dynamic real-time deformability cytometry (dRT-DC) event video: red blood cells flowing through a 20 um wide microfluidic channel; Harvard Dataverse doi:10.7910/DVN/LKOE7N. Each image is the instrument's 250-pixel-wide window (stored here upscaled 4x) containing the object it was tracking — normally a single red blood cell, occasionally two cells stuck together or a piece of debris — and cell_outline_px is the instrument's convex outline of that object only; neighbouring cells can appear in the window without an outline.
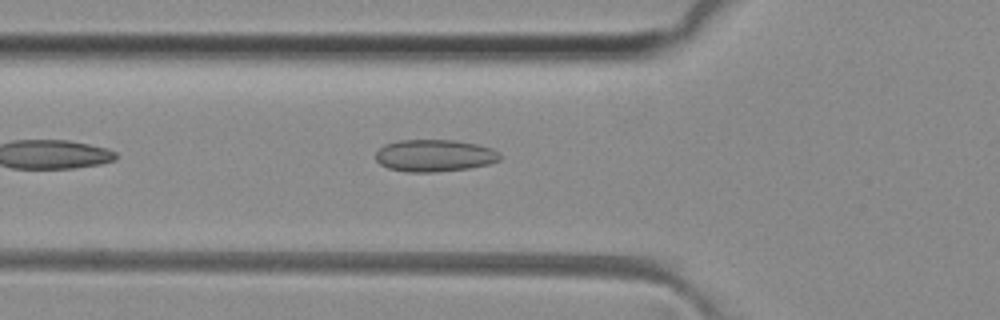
{"species": "common noctule bat (a hibernating species)", "species_latin": "Nyctalus noctula", "temperature_condition": "room temperature", "stored_images_in_passage": 14, "camera_frame_rate_fps": 3000, "um_per_image_px": 0.085, "animal": {"sex": "female", "body_mass_g": 29.2, "forearm_length_mm": 56.3}, "frame": {"image": 1, "passage_image": 2, "time_ms": 0.333, "image_size_px": [1000, 320], "cell_outline_px": [[500, 160], [488, 164], [468, 168], [432, 172], [408, 172], [388, 168], [380, 164], [376, 160], [376, 152], [384, 144], [400, 140], [452, 140], [476, 144], [492, 148], [500, 156]], "centroid_in_image_um": [36.9, 13.22], "position_along_channel_um": 88.9, "area_um2": 23.06}}
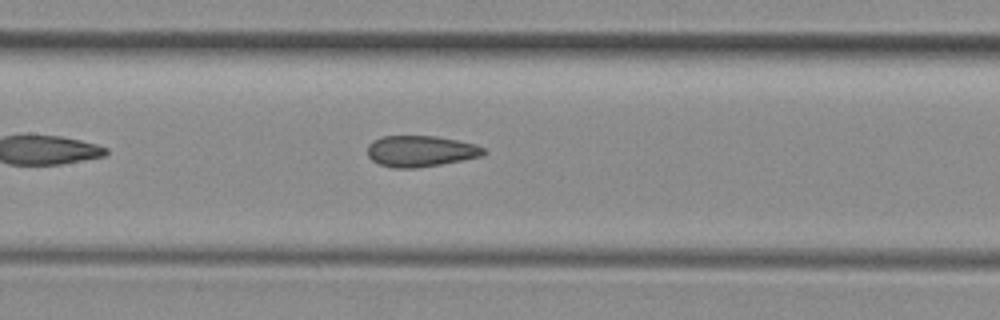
{"frame": {"image": 2, "passage_image": 8, "time_ms": 2.333, "image_size_px": [1000, 320], "cell_outline_px": [[484, 156], [440, 164], [416, 168], [392, 168], [380, 164], [372, 160], [368, 156], [368, 144], [372, 140], [380, 136], [436, 136], [476, 144], [484, 148]], "centroid_in_image_um": [35.73, 12.84], "position_along_channel_um": 171.7, "area_um2": 21.1}}
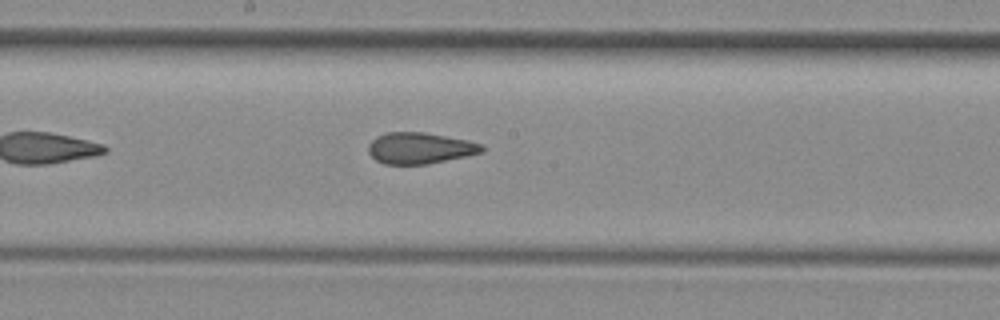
{"frame": {"image": 3, "passage_image": 11, "time_ms": 3.333, "image_size_px": [1000, 320], "cell_outline_px": [[484, 152], [428, 164], [384, 164], [376, 160], [368, 152], [368, 144], [376, 136], [388, 132], [424, 132], [468, 140], [480, 144], [484, 148]], "centroid_in_image_um": [35.67, 12.59], "position_along_channel_um": 212.5, "area_um2": 20.63}}